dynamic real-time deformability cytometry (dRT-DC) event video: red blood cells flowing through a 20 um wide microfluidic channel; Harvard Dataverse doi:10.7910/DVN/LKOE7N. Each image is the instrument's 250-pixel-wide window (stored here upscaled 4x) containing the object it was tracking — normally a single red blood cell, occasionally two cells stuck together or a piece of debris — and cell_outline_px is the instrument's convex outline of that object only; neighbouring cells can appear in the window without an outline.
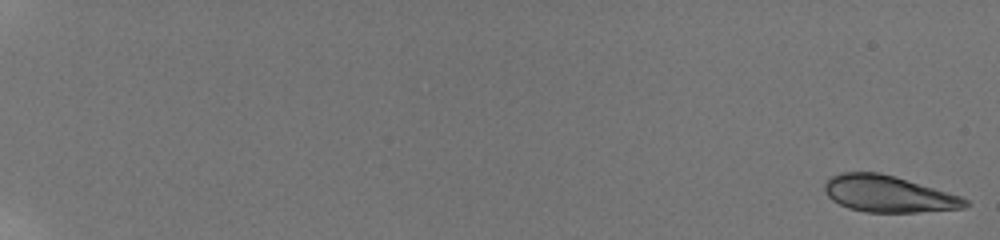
{"species": "human", "species_latin": "Homo sapiens", "temperature_condition": "room temperature", "stored_images_in_passage": 13, "camera_frame_rate_fps": 3000, "um_per_image_px": 0.085, "donor": {"sex": "male"}, "frame": {"image": 1, "passage_image": 1, "time_ms": 0.0, "image_size_px": [1000, 240], "cell_outline_px": [[968, 204], [964, 208], [916, 212], [864, 212], [848, 208], [832, 200], [828, 196], [824, 188], [824, 184], [832, 176], [840, 172], [880, 172], [896, 176], [960, 196], [968, 200]], "centroid_in_image_um": [75.49, 16.48], "position_along_channel_um": 9.5, "area_um2": 29.82}}
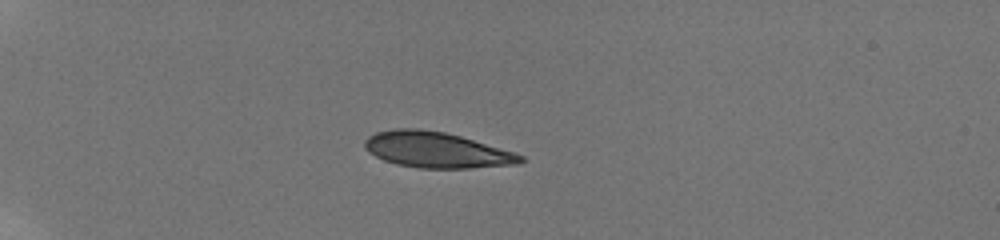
{"frame": {"image": 2, "passage_image": 9, "time_ms": 6.0, "image_size_px": [1000, 240], "cell_outline_px": [[524, 160], [520, 164], [468, 168], [420, 168], [396, 164], [384, 160], [368, 152], [364, 148], [364, 140], [368, 136], [376, 132], [396, 128], [416, 128], [444, 132], [460, 136], [512, 152], [524, 156]], "centroid_in_image_um": [37.05, 12.74], "position_along_channel_um": 47.9, "area_um2": 32.25}}
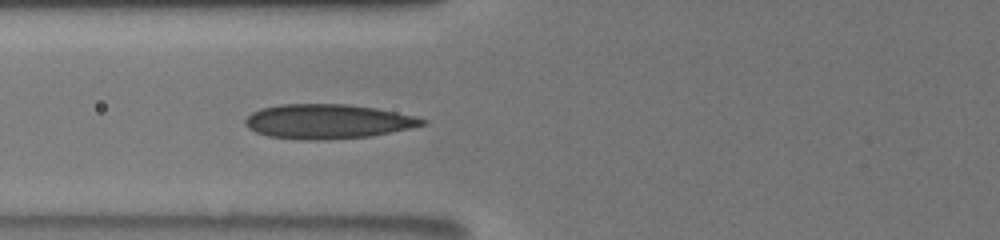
{"frame": {"image": 3, "passage_image": 13, "time_ms": 8.667, "image_size_px": [1000, 240], "cell_outline_px": [[428, 124], [412, 128], [372, 136], [320, 140], [300, 140], [268, 136], [256, 132], [248, 128], [244, 124], [244, 120], [252, 112], [260, 108], [280, 104], [348, 104], [376, 108], [416, 116], [428, 120]], "centroid_in_image_um": [27.87, 10.32], "position_along_channel_um": 97.9, "area_um2": 35.95}}